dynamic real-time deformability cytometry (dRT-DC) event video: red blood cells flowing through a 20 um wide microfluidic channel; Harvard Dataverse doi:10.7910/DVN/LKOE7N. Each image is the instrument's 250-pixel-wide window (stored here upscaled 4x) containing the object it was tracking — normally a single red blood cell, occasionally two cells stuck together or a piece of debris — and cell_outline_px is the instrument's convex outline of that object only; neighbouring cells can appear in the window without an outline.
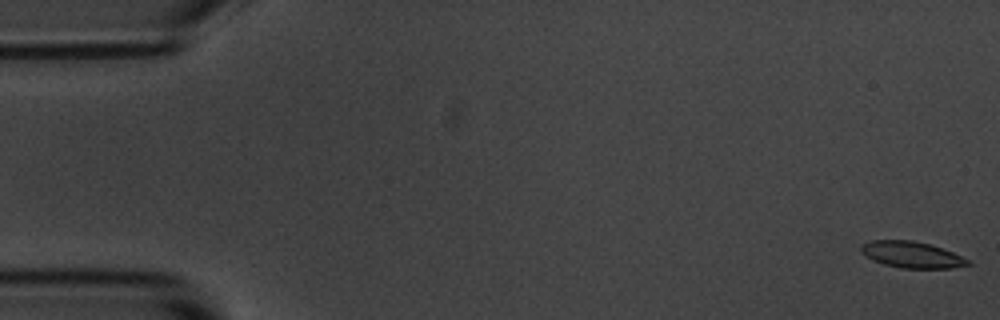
{"species": "common noctule bat (a hibernating species)", "species_latin": "Nyctalus noctula", "temperature_condition": "room temperature", "stored_images_in_passage": 5, "camera_frame_rate_fps": 3000, "um_per_image_px": 0.085, "animal": {"sex": "male", "body_mass_g": 20.1, "forearm_length_mm": 53.5}, "frame": {"image": 1, "passage_image": 1, "time_ms": 0.0, "image_size_px": [1000, 320], "cell_outline_px": [[972, 264], [952, 268], [900, 268], [884, 264], [872, 260], [864, 256], [860, 252], [860, 244], [872, 240], [912, 240], [928, 244], [952, 252], [968, 260]], "centroid_in_image_um": [77.42, 21.65], "position_along_channel_um": 7.6, "area_um2": 16.36}}